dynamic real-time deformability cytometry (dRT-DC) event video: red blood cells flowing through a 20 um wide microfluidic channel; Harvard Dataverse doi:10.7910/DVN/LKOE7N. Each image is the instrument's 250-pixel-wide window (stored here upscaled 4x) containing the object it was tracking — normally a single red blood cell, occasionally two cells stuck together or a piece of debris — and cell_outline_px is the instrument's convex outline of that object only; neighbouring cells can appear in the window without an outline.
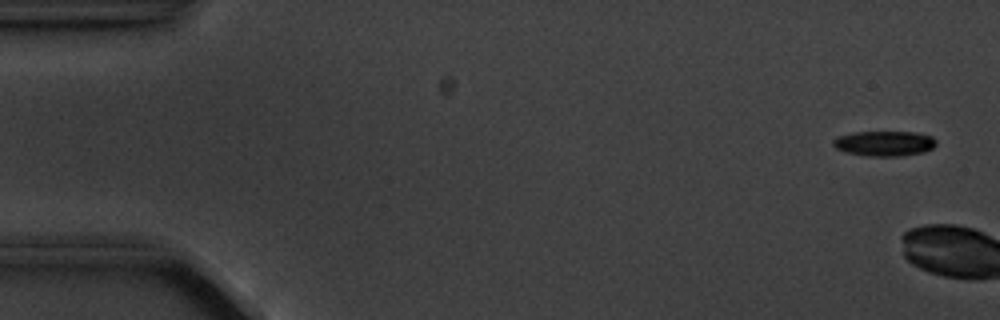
{"species": "common noctule bat (a hibernating species)", "species_latin": "Nyctalus noctula", "temperature_condition": "cold", "stored_images_in_passage": 4, "camera_frame_rate_fps": 3000, "um_per_image_px": 0.085, "animal": {"sex": "male", "body_mass_g": 20.1, "forearm_length_mm": 53.5}, "frame": {"image": 1, "passage_image": 1, "time_ms": 0.0, "image_size_px": [1000, 320], "cell_outline_px": [[936, 144], [932, 148], [924, 152], [900, 156], [868, 156], [844, 152], [836, 148], [832, 144], [832, 140], [836, 136], [852, 132], [916, 132], [932, 136], [936, 140]], "centroid_in_image_um": [75.14, 12.19], "position_along_channel_um": 9.9, "area_um2": 15.26}}